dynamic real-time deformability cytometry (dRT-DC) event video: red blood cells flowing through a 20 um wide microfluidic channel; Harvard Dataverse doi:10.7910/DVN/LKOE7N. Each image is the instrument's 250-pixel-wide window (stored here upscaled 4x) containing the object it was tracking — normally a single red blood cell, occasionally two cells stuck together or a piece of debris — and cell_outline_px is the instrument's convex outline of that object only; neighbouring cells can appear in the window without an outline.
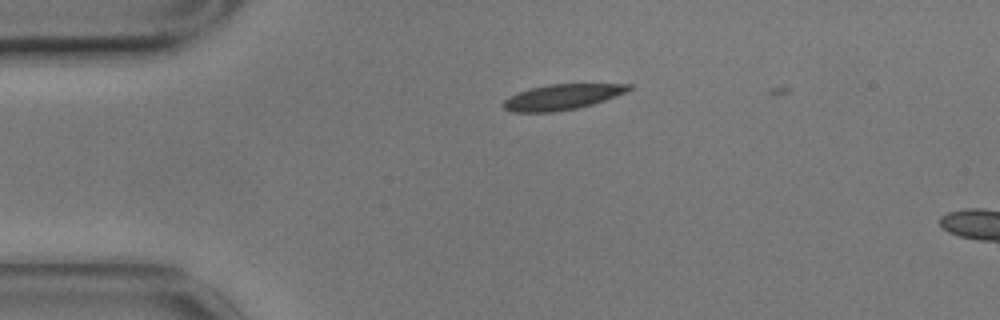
{"species": "common noctule bat (a hibernating species)", "species_latin": "Nyctalus noctula", "temperature_condition": "cold", "stored_images_in_passage": 6, "camera_frame_rate_fps": 3000, "um_per_image_px": 0.085, "animal": {"sex": "male", "body_mass_g": 17.9}, "frame": {"image": 1, "passage_image": 2, "time_ms": 0.333, "image_size_px": [1000, 320], "cell_outline_px": [[632, 88], [628, 92], [592, 104], [576, 108], [552, 112], [512, 112], [504, 108], [504, 100], [508, 96], [532, 88], [548, 84], [632, 84]], "centroid_in_image_um": [47.8, 8.24], "position_along_channel_um": 37.2, "area_um2": 18.44}}